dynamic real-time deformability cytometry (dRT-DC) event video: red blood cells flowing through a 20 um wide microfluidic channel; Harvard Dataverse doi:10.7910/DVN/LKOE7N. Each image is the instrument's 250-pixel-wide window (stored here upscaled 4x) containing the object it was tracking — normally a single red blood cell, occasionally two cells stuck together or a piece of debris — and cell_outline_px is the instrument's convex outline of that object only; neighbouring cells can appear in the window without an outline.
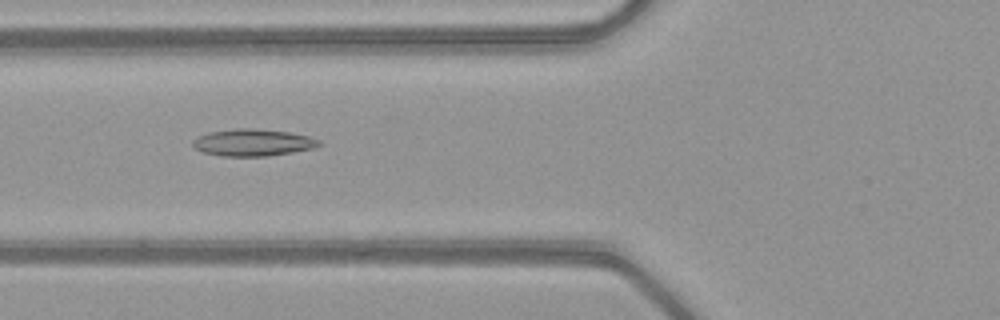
{"species": "common noctule bat (a hibernating species)", "species_latin": "Nyctalus noctula", "temperature_condition": "warm", "stored_images_in_passage": 35, "camera_frame_rate_fps": 3000, "um_per_image_px": 0.085, "animal": {"sex": "female", "body_mass_g": 21.9}, "frame": {"image": 1, "passage_image": 5, "time_ms": 1.333, "image_size_px": [1000, 320], "cell_outline_px": [[324, 144], [312, 148], [292, 152], [268, 156], [220, 156], [204, 152], [192, 148], [192, 140], [196, 136], [208, 132], [236, 128], [252, 128], [288, 132], [308, 136], [320, 140]], "centroid_in_image_um": [21.45, 12.11], "position_along_channel_um": 104.4, "area_um2": 20.0}}
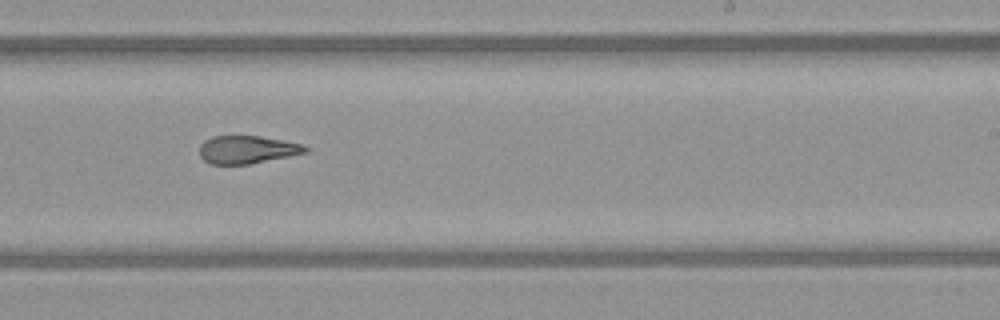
{"frame": {"image": 2, "passage_image": 17, "time_ms": 5.333, "image_size_px": [1000, 320], "cell_outline_px": [[308, 152], [248, 164], [208, 164], [200, 156], [200, 144], [204, 140], [212, 136], [260, 136], [304, 144], [308, 148]], "centroid_in_image_um": [20.99, 12.71], "position_along_channel_um": 268.0, "area_um2": 17.17}}
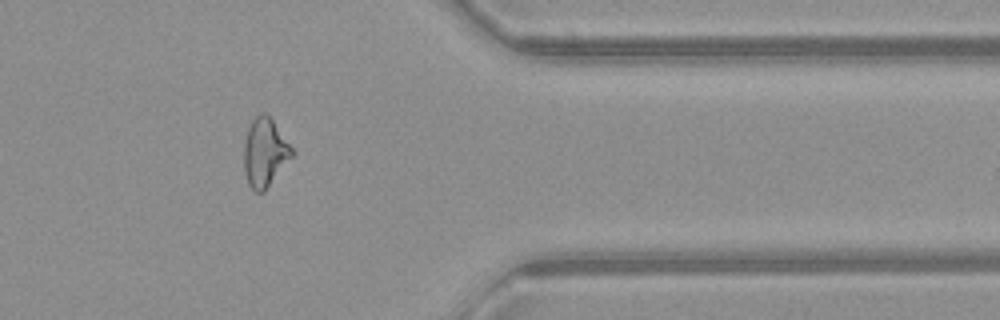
{"frame": {"image": 3, "passage_image": 27, "time_ms": 8.667, "image_size_px": [1000, 320], "cell_outline_px": [[296, 152], [264, 192], [256, 192], [248, 184], [244, 172], [244, 144], [248, 128], [252, 120], [260, 112], [264, 112], [272, 120]], "centroid_in_image_um": [22.51, 12.97], "position_along_channel_um": 388.9, "area_um2": 19.13}}